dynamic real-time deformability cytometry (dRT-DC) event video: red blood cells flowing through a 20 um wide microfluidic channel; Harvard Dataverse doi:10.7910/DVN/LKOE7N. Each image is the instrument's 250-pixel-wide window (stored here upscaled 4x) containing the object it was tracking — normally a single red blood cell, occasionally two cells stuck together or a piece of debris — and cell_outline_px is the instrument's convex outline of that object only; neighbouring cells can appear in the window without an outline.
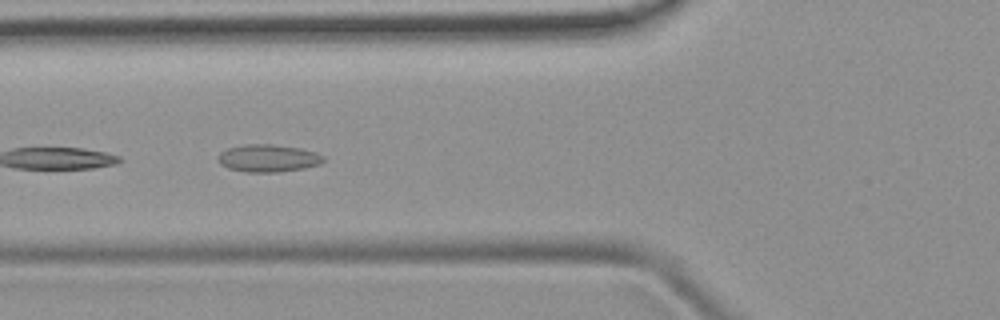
{"species": "common noctule bat (a hibernating species)", "species_latin": "Nyctalus noctula", "temperature_condition": "room temperature", "stored_images_in_passage": 25, "camera_frame_rate_fps": 3000, "um_per_image_px": 0.085, "animal": {"sex": "female", "body_mass_g": 19.9}, "frame": {"image": 1, "passage_image": 18, "time_ms": 5.667, "image_size_px": [1000, 320], "cell_outline_px": [[324, 160], [320, 164], [304, 168], [280, 172], [244, 172], [228, 168], [220, 164], [216, 156], [220, 152], [228, 148], [244, 144], [272, 144], [300, 148], [316, 152], [324, 156]], "centroid_in_image_um": [22.77, 13.45], "position_along_channel_um": 103.0, "area_um2": 17.05}}